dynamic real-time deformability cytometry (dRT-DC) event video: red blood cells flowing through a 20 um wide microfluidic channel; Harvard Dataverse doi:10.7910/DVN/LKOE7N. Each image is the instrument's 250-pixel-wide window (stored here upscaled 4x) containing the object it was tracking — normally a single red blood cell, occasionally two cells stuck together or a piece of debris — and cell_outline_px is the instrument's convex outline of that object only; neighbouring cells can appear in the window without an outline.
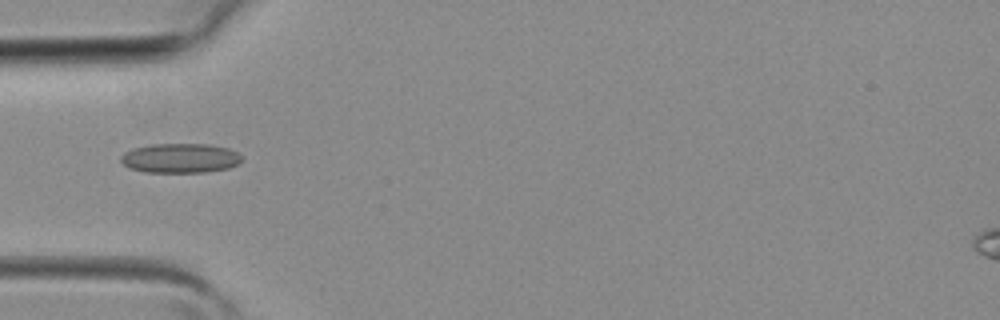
{"species": "common noctule bat (a hibernating species)", "species_latin": "Nyctalus noctula", "temperature_condition": "room temperature", "stored_images_in_passage": 2, "camera_frame_rate_fps": 3000, "um_per_image_px": 0.085, "animal": {"sex": "female", "body_mass_g": 19.3, "forearm_length_mm": 54.1}, "frame": {"image": 1, "passage_image": 2, "time_ms": 0.333, "image_size_px": [1000, 320], "cell_outline_px": [[240, 164], [228, 168], [204, 172], [144, 172], [128, 168], [120, 160], [120, 156], [124, 152], [132, 148], [152, 144], [208, 144], [228, 148], [236, 152], [240, 156]], "centroid_in_image_um": [15.28, 13.44], "position_along_channel_um": 69.7, "area_um2": 20.87}}